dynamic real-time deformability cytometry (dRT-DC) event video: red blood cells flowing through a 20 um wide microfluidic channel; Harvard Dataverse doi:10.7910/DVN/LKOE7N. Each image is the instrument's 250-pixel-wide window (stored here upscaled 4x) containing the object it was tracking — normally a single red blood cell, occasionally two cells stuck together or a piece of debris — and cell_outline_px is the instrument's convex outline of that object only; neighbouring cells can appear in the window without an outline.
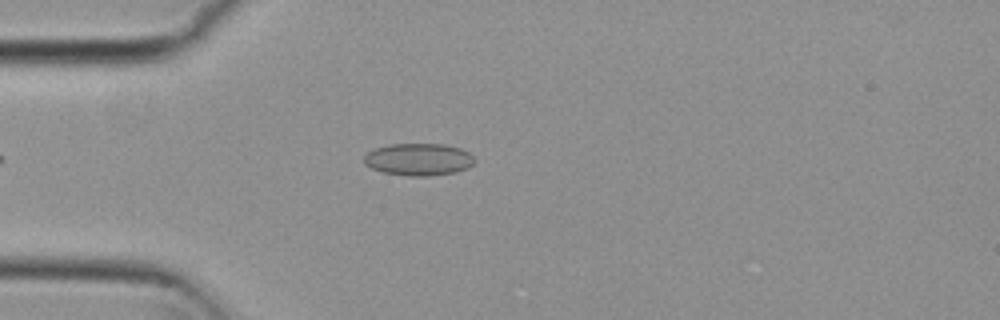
{"species": "common noctule bat (a hibernating species)", "species_latin": "Nyctalus noctula", "temperature_condition": "cold", "stored_images_in_passage": 6, "camera_frame_rate_fps": 3000, "um_per_image_px": 0.085, "animal": {"sex": "female", "body_mass_g": 29.2, "forearm_length_mm": 56.3}, "frame": {"image": 1, "passage_image": 4, "time_ms": 1.0, "image_size_px": [1000, 320], "cell_outline_px": [[476, 160], [468, 168], [456, 172], [428, 176], [408, 176], [384, 172], [372, 168], [364, 164], [364, 156], [368, 152], [376, 148], [388, 144], [444, 144], [460, 148], [468, 152]], "centroid_in_image_um": [35.59, 13.55], "position_along_channel_um": 49.4, "area_um2": 20.75}}
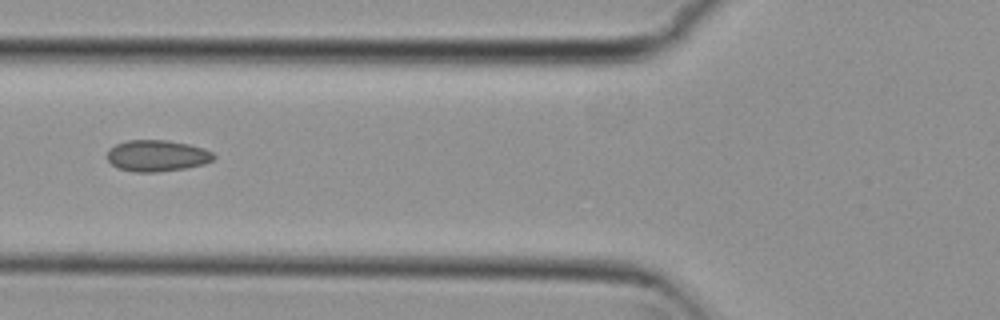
{"frame": {"image": 2, "passage_image": 6, "time_ms": 1.667, "image_size_px": [1000, 320], "cell_outline_px": [[216, 156], [212, 160], [204, 164], [188, 168], [156, 172], [132, 172], [120, 168], [112, 164], [108, 160], [108, 148], [116, 144], [128, 140], [164, 140], [188, 144], [204, 148], [212, 152]], "centroid_in_image_um": [13.36, 13.24], "position_along_channel_um": 112.4, "area_um2": 19.48}}